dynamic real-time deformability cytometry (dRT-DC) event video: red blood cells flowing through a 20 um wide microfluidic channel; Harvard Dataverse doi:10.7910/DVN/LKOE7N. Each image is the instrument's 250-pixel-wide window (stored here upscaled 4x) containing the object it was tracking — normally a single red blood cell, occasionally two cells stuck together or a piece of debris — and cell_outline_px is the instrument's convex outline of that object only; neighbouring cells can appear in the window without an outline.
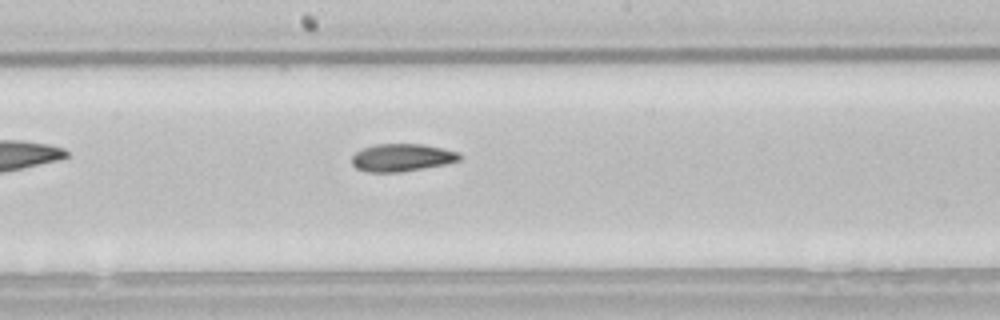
{"species": "common noctule bat (a hibernating species)", "species_latin": "Nyctalus noctula", "temperature_condition": "room temperature", "stored_images_in_passage": 28, "camera_frame_rate_fps": 3000, "um_per_image_px": 0.085, "animal": {"sex": "male", "body_mass_g": 21.5, "forearm_length_mm": 52.0}, "frame": {"image": 1, "passage_image": 13, "time_ms": 4.0, "image_size_px": [1000, 320], "cell_outline_px": [[460, 160], [444, 164], [400, 172], [368, 172], [356, 168], [352, 164], [352, 156], [356, 152], [364, 148], [376, 144], [420, 144], [440, 148], [456, 152], [460, 156]], "centroid_in_image_um": [34.1, 13.4], "position_along_channel_um": 214.1, "area_um2": 16.99}}